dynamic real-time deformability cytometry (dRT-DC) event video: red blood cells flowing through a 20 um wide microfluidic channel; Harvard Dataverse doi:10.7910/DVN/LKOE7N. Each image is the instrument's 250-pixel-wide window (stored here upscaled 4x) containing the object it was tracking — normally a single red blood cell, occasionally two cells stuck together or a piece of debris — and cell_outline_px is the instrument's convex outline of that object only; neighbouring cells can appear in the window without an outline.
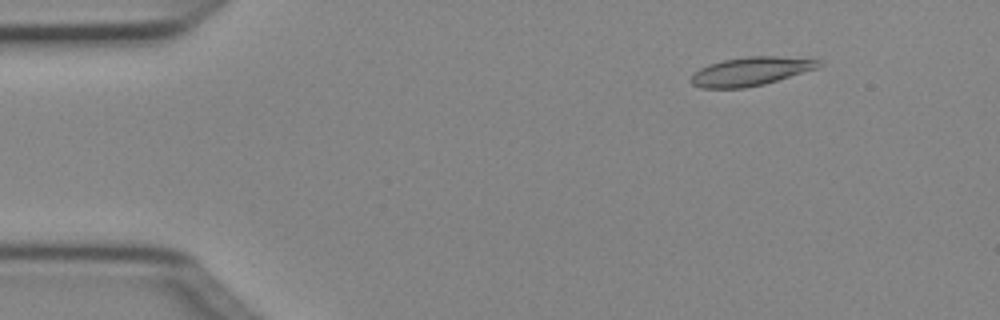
{"species": "Egyptian fruit bat (a non-hibernating species)", "species_latin": "Rousettus aegyptiacus", "temperature_condition": "cold", "stored_images_in_passage": 5, "camera_frame_rate_fps": 3000, "um_per_image_px": 0.085, "animal": {"sex": "female"}, "frame": {"image": 1, "passage_image": 2, "time_ms": 0.333, "image_size_px": [1000, 320], "cell_outline_px": [[824, 64], [820, 68], [764, 84], [744, 88], [700, 88], [692, 84], [688, 80], [692, 72], [708, 64], [724, 60], [748, 56], [776, 56], [820, 60]], "centroid_in_image_um": [63.8, 6.07], "position_along_channel_um": 21.2, "area_um2": 21.56}}
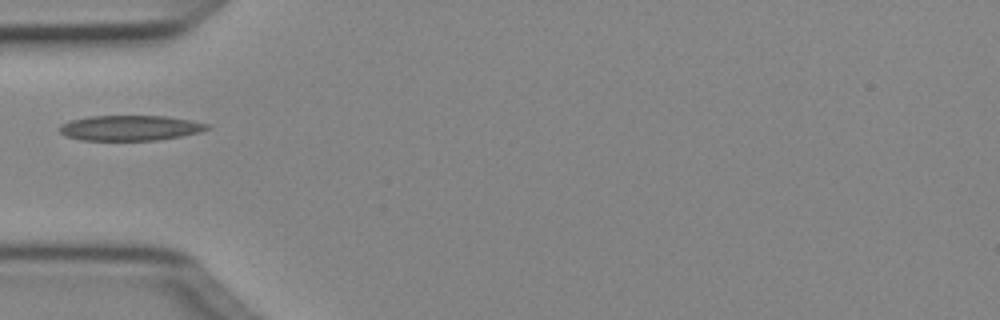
{"frame": {"image": 2, "passage_image": 4, "time_ms": 1.0, "image_size_px": [1000, 320], "cell_outline_px": [[212, 128], [200, 132], [180, 136], [156, 140], [80, 140], [64, 136], [60, 132], [60, 124], [72, 120], [88, 116], [164, 116], [212, 124]], "centroid_in_image_um": [11.07, 10.87], "position_along_channel_um": 73.9, "area_um2": 21.73}}
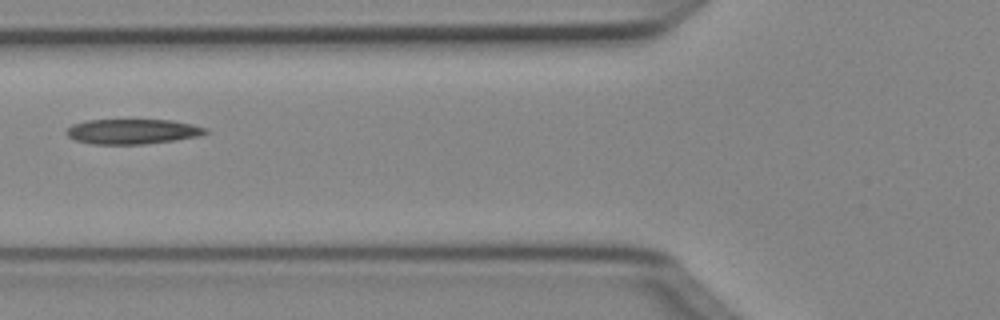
{"frame": {"image": 3, "passage_image": 5, "time_ms": 1.333, "image_size_px": [1000, 320], "cell_outline_px": [[208, 132], [200, 136], [176, 140], [144, 144], [92, 144], [76, 140], [68, 136], [64, 132], [72, 124], [88, 120], [172, 120], [192, 124], [208, 128]], "centroid_in_image_um": [11.28, 11.18], "position_along_channel_um": 114.5, "area_um2": 20.35}}